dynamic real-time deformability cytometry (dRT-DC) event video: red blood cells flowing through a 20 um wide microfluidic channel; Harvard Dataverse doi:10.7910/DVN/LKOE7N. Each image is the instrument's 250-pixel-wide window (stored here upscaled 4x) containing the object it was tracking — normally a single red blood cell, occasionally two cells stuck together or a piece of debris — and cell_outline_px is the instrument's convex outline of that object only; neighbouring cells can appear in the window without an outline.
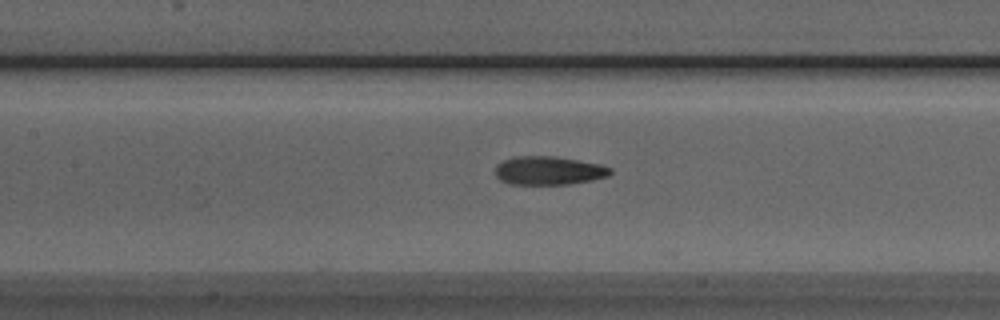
{"species": "Egyptian fruit bat (a non-hibernating species)", "species_latin": "Rousettus aegyptiacus", "temperature_condition": "room temperature", "stored_images_in_passage": 30, "camera_frame_rate_fps": 3000, "um_per_image_px": 0.085, "animal": {"sex": "male"}, "frame": {"image": 1, "passage_image": 12, "time_ms": 3.667, "image_size_px": [1000, 320], "cell_outline_px": [[612, 172], [608, 176], [592, 180], [568, 184], [508, 184], [500, 180], [496, 176], [496, 164], [512, 156], [552, 156], [600, 164], [612, 168]], "centroid_in_image_um": [46.62, 14.5], "position_along_channel_um": 160.8, "area_um2": 19.13}}
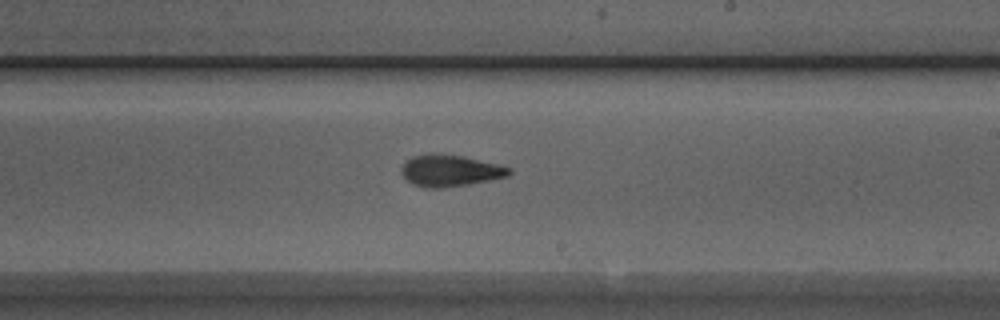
{"frame": {"image": 2, "passage_image": 19, "time_ms": 6.0, "image_size_px": [1000, 320], "cell_outline_px": [[512, 172], [508, 176], [468, 184], [440, 188], [424, 188], [412, 184], [400, 172], [400, 168], [404, 160], [412, 156], [428, 152], [432, 152], [464, 156], [512, 168]], "centroid_in_image_um": [38.19, 14.48], "position_along_channel_um": 250.8, "area_um2": 20.11}}
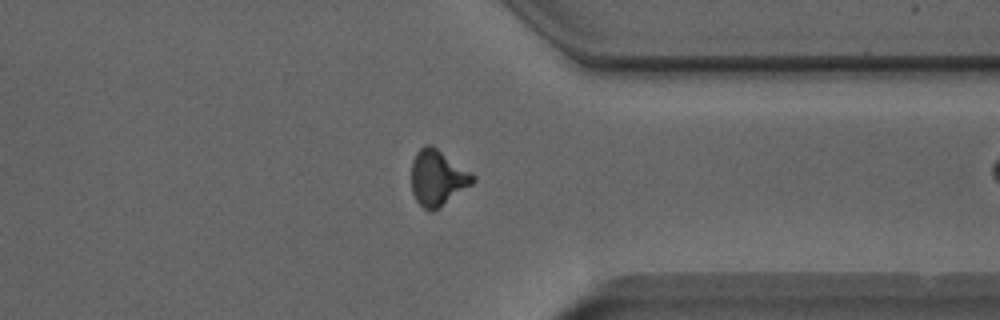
{"frame": {"image": 3, "passage_image": 29, "time_ms": 9.333, "image_size_px": [1000, 320], "cell_outline_px": [[476, 180], [472, 184], [440, 208], [432, 212], [428, 212], [416, 200], [412, 192], [412, 160], [416, 152], [424, 144], [432, 144], [472, 172], [476, 176]], "centroid_in_image_um": [37.21, 15.11], "position_along_channel_um": 374.2, "area_um2": 20.29}}